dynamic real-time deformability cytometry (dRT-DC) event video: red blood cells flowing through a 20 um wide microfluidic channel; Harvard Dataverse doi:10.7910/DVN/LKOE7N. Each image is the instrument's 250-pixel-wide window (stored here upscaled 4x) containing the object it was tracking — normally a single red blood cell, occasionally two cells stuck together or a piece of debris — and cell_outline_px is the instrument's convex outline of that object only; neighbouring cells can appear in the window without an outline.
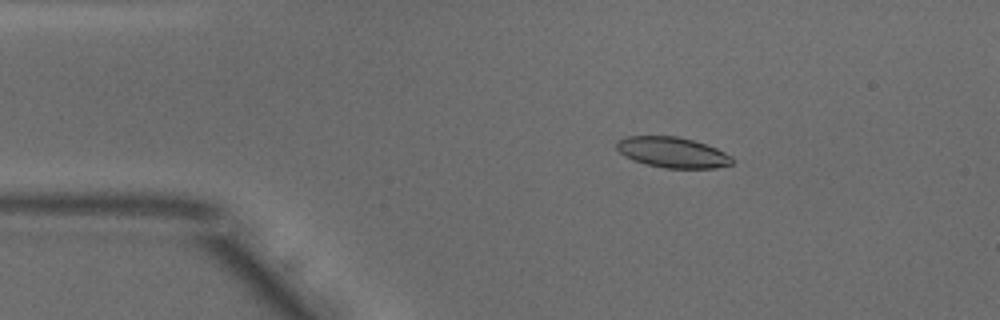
{"species": "common noctule bat (a hibernating species)", "species_latin": "Nyctalus noctula", "temperature_condition": "warm", "stored_images_in_passage": 52, "camera_frame_rate_fps": 3000, "um_per_image_px": 0.085, "animal": {"sex": "male", "body_mass_g": 18.8}, "frame": {"image": 1, "passage_image": 9, "time_ms": 2.667, "image_size_px": [1000, 320], "cell_outline_px": [[732, 164], [716, 168], [664, 168], [648, 164], [624, 156], [616, 148], [616, 140], [624, 136], [676, 136], [692, 140], [716, 148], [732, 156]], "centroid_in_image_um": [57.14, 12.94], "position_along_channel_um": 27.9, "area_um2": 20.46}}
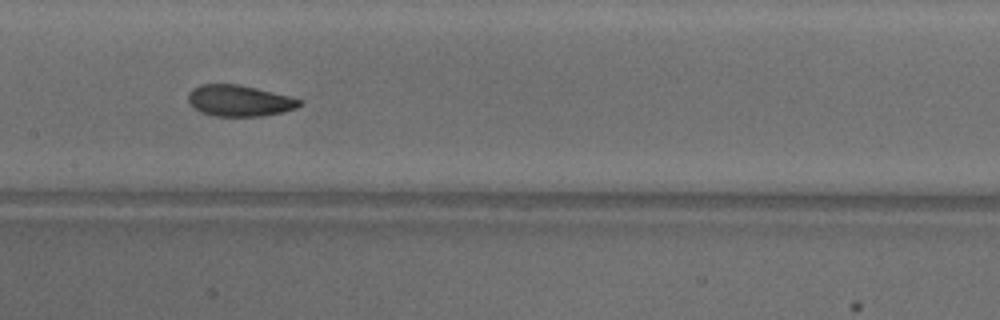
{"frame": {"image": 2, "passage_image": 25, "time_ms": 8.0, "image_size_px": [1000, 320], "cell_outline_px": [[300, 104], [296, 108], [284, 112], [264, 116], [216, 116], [200, 112], [188, 100], [188, 96], [192, 88], [200, 84], [236, 84], [256, 88], [288, 96], [300, 100]], "centroid_in_image_um": [20.33, 8.56], "position_along_channel_um": 187.1, "area_um2": 20.0}}
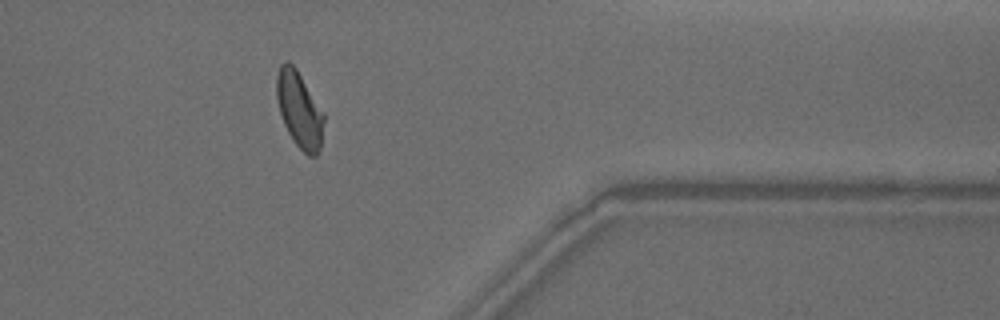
{"frame": {"image": 3, "passage_image": 42, "time_ms": 13.667, "image_size_px": [1000, 320], "cell_outline_px": [[324, 120], [320, 148], [316, 156], [308, 156], [292, 140], [284, 124], [280, 112], [276, 96], [276, 76], [280, 64], [284, 60], [288, 60], [296, 68], [324, 112]], "centroid_in_image_um": [25.44, 9.29], "position_along_channel_um": 386.0, "area_um2": 20.98}, "authors_computed_cell_mechanics": {"area_um2": 20.6057, "velocity_mm_per_s": 3.8758, "shape_relaxation_time_tau1_ms": 5.1715, "shape_relaxation_time_tau2_ms": 1.8856, "deformation_change_tau1": 0.1586, "deformation_change_tau2": 0.056}}